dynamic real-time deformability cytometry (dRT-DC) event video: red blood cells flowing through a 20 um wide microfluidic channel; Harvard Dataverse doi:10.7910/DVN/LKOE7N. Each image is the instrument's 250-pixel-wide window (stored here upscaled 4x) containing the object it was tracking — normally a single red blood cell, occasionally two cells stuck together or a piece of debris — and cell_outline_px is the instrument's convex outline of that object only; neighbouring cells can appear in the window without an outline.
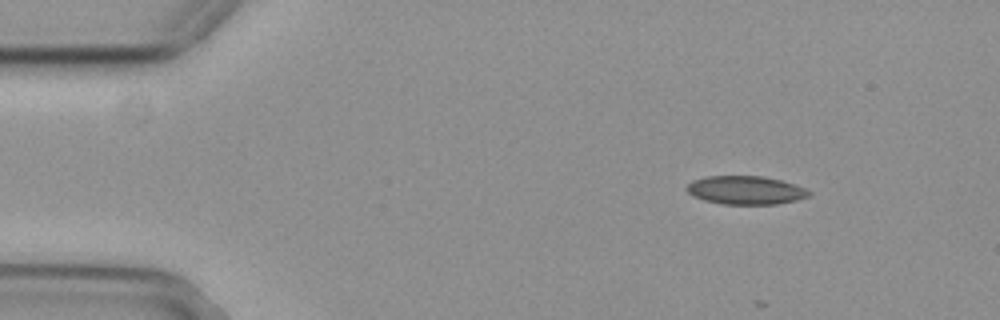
{"species": "common noctule bat (a hibernating species)", "species_latin": "Nyctalus noctula", "temperature_condition": "cold", "stored_images_in_passage": 47, "camera_frame_rate_fps": 3000, "um_per_image_px": 0.085, "animal": {"sex": "female", "body_mass_g": 29.2, "forearm_length_mm": 56.3}, "frame": {"image": 1, "passage_image": 1, "time_ms": 0.0, "image_size_px": [1000, 320], "cell_outline_px": [[812, 196], [796, 200], [776, 204], [724, 204], [704, 200], [692, 196], [684, 188], [692, 180], [704, 176], [760, 176], [780, 180], [804, 188], [812, 192]], "centroid_in_image_um": [63.35, 16.16], "position_along_channel_um": 21.7, "area_um2": 20.29}}
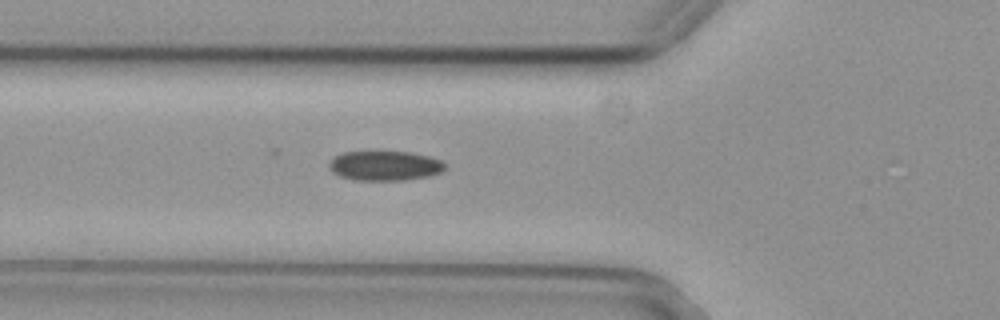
{"frame": {"image": 2, "passage_image": 13, "time_ms": 4.0, "image_size_px": [1000, 320], "cell_outline_px": [[444, 168], [440, 172], [428, 176], [404, 180], [352, 180], [340, 176], [332, 172], [328, 164], [336, 156], [344, 152], [408, 152], [428, 156], [440, 160], [444, 164]], "centroid_in_image_um": [32.68, 14.1], "position_along_channel_um": 93.1, "area_um2": 19.77}}
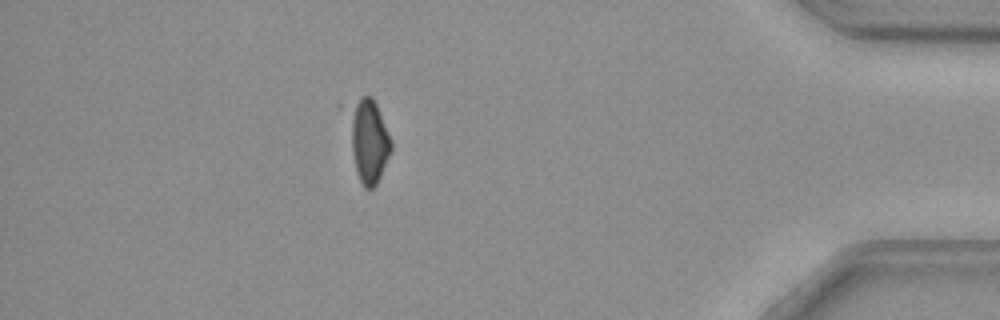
{"frame": {"image": 3, "passage_image": 42, "time_ms": 13.667, "image_size_px": [1000, 320], "cell_outline_px": [[392, 148], [380, 176], [376, 184], [372, 188], [364, 188], [360, 184], [356, 172], [340, 108], [340, 104], [360, 96], [372, 96], [376, 104], [392, 140]], "centroid_in_image_um": [31.16, 11.78], "position_along_channel_um": 404.0, "area_um2": 22.43}, "authors_computed_cell_mechanics": {"area_um2": 20.3456, "velocity_mm_per_s": 3.7151, "shape_relaxation_time_tau1_ms": 10.2987, "shape_relaxation_time_tau2_ms": null, "deformation_change_tau1": 0.1459, "deformation_change_tau2": null}}